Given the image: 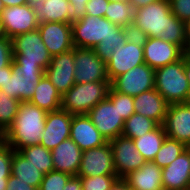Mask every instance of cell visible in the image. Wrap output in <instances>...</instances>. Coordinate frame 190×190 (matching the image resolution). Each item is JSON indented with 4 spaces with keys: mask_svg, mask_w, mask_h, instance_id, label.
Segmentation results:
<instances>
[{
    "mask_svg": "<svg viewBox=\"0 0 190 190\" xmlns=\"http://www.w3.org/2000/svg\"><path fill=\"white\" fill-rule=\"evenodd\" d=\"M5 8L2 0H0V16H1V13H2V10Z\"/></svg>",
    "mask_w": 190,
    "mask_h": 190,
    "instance_id": "11a10c76",
    "label": "cell"
},
{
    "mask_svg": "<svg viewBox=\"0 0 190 190\" xmlns=\"http://www.w3.org/2000/svg\"><path fill=\"white\" fill-rule=\"evenodd\" d=\"M44 73L41 66H13L12 75H8L5 86L0 89L11 98L29 102Z\"/></svg>",
    "mask_w": 190,
    "mask_h": 190,
    "instance_id": "ba28073f",
    "label": "cell"
},
{
    "mask_svg": "<svg viewBox=\"0 0 190 190\" xmlns=\"http://www.w3.org/2000/svg\"><path fill=\"white\" fill-rule=\"evenodd\" d=\"M124 179L130 190H163L162 169L153 161L145 162Z\"/></svg>",
    "mask_w": 190,
    "mask_h": 190,
    "instance_id": "cb8c5ba5",
    "label": "cell"
},
{
    "mask_svg": "<svg viewBox=\"0 0 190 190\" xmlns=\"http://www.w3.org/2000/svg\"><path fill=\"white\" fill-rule=\"evenodd\" d=\"M134 14L135 9L129 1L109 2L105 11V18L113 24L131 29Z\"/></svg>",
    "mask_w": 190,
    "mask_h": 190,
    "instance_id": "f1b7e54d",
    "label": "cell"
},
{
    "mask_svg": "<svg viewBox=\"0 0 190 190\" xmlns=\"http://www.w3.org/2000/svg\"><path fill=\"white\" fill-rule=\"evenodd\" d=\"M155 89L169 103H187L190 84L185 71V60L155 70Z\"/></svg>",
    "mask_w": 190,
    "mask_h": 190,
    "instance_id": "277c9868",
    "label": "cell"
},
{
    "mask_svg": "<svg viewBox=\"0 0 190 190\" xmlns=\"http://www.w3.org/2000/svg\"><path fill=\"white\" fill-rule=\"evenodd\" d=\"M182 57L184 58L185 62L190 64V42H187L184 46Z\"/></svg>",
    "mask_w": 190,
    "mask_h": 190,
    "instance_id": "c3c4849f",
    "label": "cell"
},
{
    "mask_svg": "<svg viewBox=\"0 0 190 190\" xmlns=\"http://www.w3.org/2000/svg\"><path fill=\"white\" fill-rule=\"evenodd\" d=\"M18 152L44 174L54 170L51 151L44 146H28L20 149Z\"/></svg>",
    "mask_w": 190,
    "mask_h": 190,
    "instance_id": "f546056e",
    "label": "cell"
},
{
    "mask_svg": "<svg viewBox=\"0 0 190 190\" xmlns=\"http://www.w3.org/2000/svg\"><path fill=\"white\" fill-rule=\"evenodd\" d=\"M5 37L6 36H5L3 26H2V23H1V19H0V39L5 38Z\"/></svg>",
    "mask_w": 190,
    "mask_h": 190,
    "instance_id": "db71d44e",
    "label": "cell"
},
{
    "mask_svg": "<svg viewBox=\"0 0 190 190\" xmlns=\"http://www.w3.org/2000/svg\"><path fill=\"white\" fill-rule=\"evenodd\" d=\"M63 190H83L80 176H71Z\"/></svg>",
    "mask_w": 190,
    "mask_h": 190,
    "instance_id": "7bdbcfd3",
    "label": "cell"
},
{
    "mask_svg": "<svg viewBox=\"0 0 190 190\" xmlns=\"http://www.w3.org/2000/svg\"><path fill=\"white\" fill-rule=\"evenodd\" d=\"M11 41L13 66H41L45 70L50 65L52 55L43 43L38 29L16 35Z\"/></svg>",
    "mask_w": 190,
    "mask_h": 190,
    "instance_id": "8992f818",
    "label": "cell"
},
{
    "mask_svg": "<svg viewBox=\"0 0 190 190\" xmlns=\"http://www.w3.org/2000/svg\"><path fill=\"white\" fill-rule=\"evenodd\" d=\"M109 0H89L86 4V15L105 17Z\"/></svg>",
    "mask_w": 190,
    "mask_h": 190,
    "instance_id": "60d3db41",
    "label": "cell"
},
{
    "mask_svg": "<svg viewBox=\"0 0 190 190\" xmlns=\"http://www.w3.org/2000/svg\"><path fill=\"white\" fill-rule=\"evenodd\" d=\"M51 154L54 170L71 176L78 175L83 151L72 139L69 138L61 142L51 150Z\"/></svg>",
    "mask_w": 190,
    "mask_h": 190,
    "instance_id": "7402d4cb",
    "label": "cell"
},
{
    "mask_svg": "<svg viewBox=\"0 0 190 190\" xmlns=\"http://www.w3.org/2000/svg\"><path fill=\"white\" fill-rule=\"evenodd\" d=\"M13 149L6 145L0 151V190H6L8 178L11 175V160Z\"/></svg>",
    "mask_w": 190,
    "mask_h": 190,
    "instance_id": "8d00e7d4",
    "label": "cell"
},
{
    "mask_svg": "<svg viewBox=\"0 0 190 190\" xmlns=\"http://www.w3.org/2000/svg\"><path fill=\"white\" fill-rule=\"evenodd\" d=\"M143 52L144 63L154 70L177 62L183 56L179 46L158 37L143 38Z\"/></svg>",
    "mask_w": 190,
    "mask_h": 190,
    "instance_id": "9a60e30c",
    "label": "cell"
},
{
    "mask_svg": "<svg viewBox=\"0 0 190 190\" xmlns=\"http://www.w3.org/2000/svg\"><path fill=\"white\" fill-rule=\"evenodd\" d=\"M128 1L136 10L137 8L145 7L146 5L157 2L159 0H128Z\"/></svg>",
    "mask_w": 190,
    "mask_h": 190,
    "instance_id": "f6af8a7d",
    "label": "cell"
},
{
    "mask_svg": "<svg viewBox=\"0 0 190 190\" xmlns=\"http://www.w3.org/2000/svg\"><path fill=\"white\" fill-rule=\"evenodd\" d=\"M163 190H186L190 188V147L175 161L162 168Z\"/></svg>",
    "mask_w": 190,
    "mask_h": 190,
    "instance_id": "ffe728a7",
    "label": "cell"
},
{
    "mask_svg": "<svg viewBox=\"0 0 190 190\" xmlns=\"http://www.w3.org/2000/svg\"><path fill=\"white\" fill-rule=\"evenodd\" d=\"M20 101L0 89V130L7 131L17 115Z\"/></svg>",
    "mask_w": 190,
    "mask_h": 190,
    "instance_id": "d6a6232c",
    "label": "cell"
},
{
    "mask_svg": "<svg viewBox=\"0 0 190 190\" xmlns=\"http://www.w3.org/2000/svg\"><path fill=\"white\" fill-rule=\"evenodd\" d=\"M158 125L159 124L154 120L141 114L134 113L124 122L122 135L133 140L154 130Z\"/></svg>",
    "mask_w": 190,
    "mask_h": 190,
    "instance_id": "4dcf8cb0",
    "label": "cell"
},
{
    "mask_svg": "<svg viewBox=\"0 0 190 190\" xmlns=\"http://www.w3.org/2000/svg\"><path fill=\"white\" fill-rule=\"evenodd\" d=\"M74 48L52 56L50 65L45 69V75L61 95L75 84Z\"/></svg>",
    "mask_w": 190,
    "mask_h": 190,
    "instance_id": "e0dca14e",
    "label": "cell"
},
{
    "mask_svg": "<svg viewBox=\"0 0 190 190\" xmlns=\"http://www.w3.org/2000/svg\"><path fill=\"white\" fill-rule=\"evenodd\" d=\"M34 11L39 22L69 23L71 7L69 0H43Z\"/></svg>",
    "mask_w": 190,
    "mask_h": 190,
    "instance_id": "484cf974",
    "label": "cell"
},
{
    "mask_svg": "<svg viewBox=\"0 0 190 190\" xmlns=\"http://www.w3.org/2000/svg\"><path fill=\"white\" fill-rule=\"evenodd\" d=\"M109 190H127V182L123 178H118Z\"/></svg>",
    "mask_w": 190,
    "mask_h": 190,
    "instance_id": "bcb514c9",
    "label": "cell"
},
{
    "mask_svg": "<svg viewBox=\"0 0 190 190\" xmlns=\"http://www.w3.org/2000/svg\"><path fill=\"white\" fill-rule=\"evenodd\" d=\"M132 35L146 38L158 37L174 43L182 50L187 43L186 23L170 10L169 0H159L135 10Z\"/></svg>",
    "mask_w": 190,
    "mask_h": 190,
    "instance_id": "6da1fadb",
    "label": "cell"
},
{
    "mask_svg": "<svg viewBox=\"0 0 190 190\" xmlns=\"http://www.w3.org/2000/svg\"><path fill=\"white\" fill-rule=\"evenodd\" d=\"M11 174L37 190L40 187L44 173L27 161L18 151L13 150Z\"/></svg>",
    "mask_w": 190,
    "mask_h": 190,
    "instance_id": "83f0119b",
    "label": "cell"
},
{
    "mask_svg": "<svg viewBox=\"0 0 190 190\" xmlns=\"http://www.w3.org/2000/svg\"><path fill=\"white\" fill-rule=\"evenodd\" d=\"M37 29L52 56L74 48L71 23L39 22Z\"/></svg>",
    "mask_w": 190,
    "mask_h": 190,
    "instance_id": "2e32d148",
    "label": "cell"
},
{
    "mask_svg": "<svg viewBox=\"0 0 190 190\" xmlns=\"http://www.w3.org/2000/svg\"><path fill=\"white\" fill-rule=\"evenodd\" d=\"M87 116L106 141L122 135L125 121L120 117L117 104H113L108 98L99 102Z\"/></svg>",
    "mask_w": 190,
    "mask_h": 190,
    "instance_id": "30bf717a",
    "label": "cell"
},
{
    "mask_svg": "<svg viewBox=\"0 0 190 190\" xmlns=\"http://www.w3.org/2000/svg\"><path fill=\"white\" fill-rule=\"evenodd\" d=\"M154 77L155 70L143 63L117 76L111 82V87L121 94L135 97L155 88Z\"/></svg>",
    "mask_w": 190,
    "mask_h": 190,
    "instance_id": "8fae6325",
    "label": "cell"
},
{
    "mask_svg": "<svg viewBox=\"0 0 190 190\" xmlns=\"http://www.w3.org/2000/svg\"><path fill=\"white\" fill-rule=\"evenodd\" d=\"M187 148L188 147L184 143L166 137L153 162L156 163L161 169L165 168L175 161L176 158Z\"/></svg>",
    "mask_w": 190,
    "mask_h": 190,
    "instance_id": "1f68e13d",
    "label": "cell"
},
{
    "mask_svg": "<svg viewBox=\"0 0 190 190\" xmlns=\"http://www.w3.org/2000/svg\"><path fill=\"white\" fill-rule=\"evenodd\" d=\"M143 38L131 35L128 40L114 49L106 62L107 75L112 82L117 76L144 63Z\"/></svg>",
    "mask_w": 190,
    "mask_h": 190,
    "instance_id": "52a82bcc",
    "label": "cell"
},
{
    "mask_svg": "<svg viewBox=\"0 0 190 190\" xmlns=\"http://www.w3.org/2000/svg\"><path fill=\"white\" fill-rule=\"evenodd\" d=\"M113 104H117L120 117L126 121L134 113V97L121 94L110 87L107 97Z\"/></svg>",
    "mask_w": 190,
    "mask_h": 190,
    "instance_id": "836d02e7",
    "label": "cell"
},
{
    "mask_svg": "<svg viewBox=\"0 0 190 190\" xmlns=\"http://www.w3.org/2000/svg\"><path fill=\"white\" fill-rule=\"evenodd\" d=\"M47 113L30 102H20L17 115L6 131L7 145L14 151L40 145Z\"/></svg>",
    "mask_w": 190,
    "mask_h": 190,
    "instance_id": "3957f363",
    "label": "cell"
},
{
    "mask_svg": "<svg viewBox=\"0 0 190 190\" xmlns=\"http://www.w3.org/2000/svg\"><path fill=\"white\" fill-rule=\"evenodd\" d=\"M110 2H120V1H128V0H109Z\"/></svg>",
    "mask_w": 190,
    "mask_h": 190,
    "instance_id": "9f6ffc18",
    "label": "cell"
},
{
    "mask_svg": "<svg viewBox=\"0 0 190 190\" xmlns=\"http://www.w3.org/2000/svg\"><path fill=\"white\" fill-rule=\"evenodd\" d=\"M163 127L168 138L190 147V104H169Z\"/></svg>",
    "mask_w": 190,
    "mask_h": 190,
    "instance_id": "ac0fdd59",
    "label": "cell"
},
{
    "mask_svg": "<svg viewBox=\"0 0 190 190\" xmlns=\"http://www.w3.org/2000/svg\"><path fill=\"white\" fill-rule=\"evenodd\" d=\"M13 62L12 41L10 38L0 39V68L7 67Z\"/></svg>",
    "mask_w": 190,
    "mask_h": 190,
    "instance_id": "f35d334b",
    "label": "cell"
},
{
    "mask_svg": "<svg viewBox=\"0 0 190 190\" xmlns=\"http://www.w3.org/2000/svg\"><path fill=\"white\" fill-rule=\"evenodd\" d=\"M169 103L154 88L134 97L135 113L148 117L163 125Z\"/></svg>",
    "mask_w": 190,
    "mask_h": 190,
    "instance_id": "603a6c76",
    "label": "cell"
},
{
    "mask_svg": "<svg viewBox=\"0 0 190 190\" xmlns=\"http://www.w3.org/2000/svg\"><path fill=\"white\" fill-rule=\"evenodd\" d=\"M72 119L73 114L64 109L48 112L40 145L51 151L61 142L69 139Z\"/></svg>",
    "mask_w": 190,
    "mask_h": 190,
    "instance_id": "d6986e66",
    "label": "cell"
},
{
    "mask_svg": "<svg viewBox=\"0 0 190 190\" xmlns=\"http://www.w3.org/2000/svg\"><path fill=\"white\" fill-rule=\"evenodd\" d=\"M71 25L74 47L94 49L105 62L111 58L114 49L132 35L130 29L113 24L105 17L85 15Z\"/></svg>",
    "mask_w": 190,
    "mask_h": 190,
    "instance_id": "7a4b0ae2",
    "label": "cell"
},
{
    "mask_svg": "<svg viewBox=\"0 0 190 190\" xmlns=\"http://www.w3.org/2000/svg\"><path fill=\"white\" fill-rule=\"evenodd\" d=\"M6 190H37L35 187L28 185L27 183L20 181L14 175H10L8 178Z\"/></svg>",
    "mask_w": 190,
    "mask_h": 190,
    "instance_id": "b9f144b4",
    "label": "cell"
},
{
    "mask_svg": "<svg viewBox=\"0 0 190 190\" xmlns=\"http://www.w3.org/2000/svg\"><path fill=\"white\" fill-rule=\"evenodd\" d=\"M166 137L167 135L163 125H158L154 130L139 138L133 139V143L146 162H151L161 149Z\"/></svg>",
    "mask_w": 190,
    "mask_h": 190,
    "instance_id": "4316f807",
    "label": "cell"
},
{
    "mask_svg": "<svg viewBox=\"0 0 190 190\" xmlns=\"http://www.w3.org/2000/svg\"><path fill=\"white\" fill-rule=\"evenodd\" d=\"M171 12L186 24L190 21V0H169Z\"/></svg>",
    "mask_w": 190,
    "mask_h": 190,
    "instance_id": "74e56055",
    "label": "cell"
},
{
    "mask_svg": "<svg viewBox=\"0 0 190 190\" xmlns=\"http://www.w3.org/2000/svg\"><path fill=\"white\" fill-rule=\"evenodd\" d=\"M12 71H13V62L7 67L0 68V88L2 86H5V83L7 82L8 79V75H12Z\"/></svg>",
    "mask_w": 190,
    "mask_h": 190,
    "instance_id": "ee69618b",
    "label": "cell"
},
{
    "mask_svg": "<svg viewBox=\"0 0 190 190\" xmlns=\"http://www.w3.org/2000/svg\"><path fill=\"white\" fill-rule=\"evenodd\" d=\"M187 29V42H190V21L186 24Z\"/></svg>",
    "mask_w": 190,
    "mask_h": 190,
    "instance_id": "f5cc1de1",
    "label": "cell"
},
{
    "mask_svg": "<svg viewBox=\"0 0 190 190\" xmlns=\"http://www.w3.org/2000/svg\"><path fill=\"white\" fill-rule=\"evenodd\" d=\"M7 145L6 131L0 130V151Z\"/></svg>",
    "mask_w": 190,
    "mask_h": 190,
    "instance_id": "681fc988",
    "label": "cell"
},
{
    "mask_svg": "<svg viewBox=\"0 0 190 190\" xmlns=\"http://www.w3.org/2000/svg\"><path fill=\"white\" fill-rule=\"evenodd\" d=\"M185 71H186V75H187V78H188V81H189V84H190V64H188L186 62H185ZM187 103L190 104V93H189V97H188Z\"/></svg>",
    "mask_w": 190,
    "mask_h": 190,
    "instance_id": "f907efd6",
    "label": "cell"
},
{
    "mask_svg": "<svg viewBox=\"0 0 190 190\" xmlns=\"http://www.w3.org/2000/svg\"><path fill=\"white\" fill-rule=\"evenodd\" d=\"M75 83L110 81L106 62L94 49L74 47Z\"/></svg>",
    "mask_w": 190,
    "mask_h": 190,
    "instance_id": "9c48e42d",
    "label": "cell"
},
{
    "mask_svg": "<svg viewBox=\"0 0 190 190\" xmlns=\"http://www.w3.org/2000/svg\"><path fill=\"white\" fill-rule=\"evenodd\" d=\"M89 0H69L71 14L69 23H74L81 20L86 15V4Z\"/></svg>",
    "mask_w": 190,
    "mask_h": 190,
    "instance_id": "ab89813d",
    "label": "cell"
},
{
    "mask_svg": "<svg viewBox=\"0 0 190 190\" xmlns=\"http://www.w3.org/2000/svg\"><path fill=\"white\" fill-rule=\"evenodd\" d=\"M25 1H26V4L35 6L37 4H40L43 0H25Z\"/></svg>",
    "mask_w": 190,
    "mask_h": 190,
    "instance_id": "816d5d0a",
    "label": "cell"
},
{
    "mask_svg": "<svg viewBox=\"0 0 190 190\" xmlns=\"http://www.w3.org/2000/svg\"><path fill=\"white\" fill-rule=\"evenodd\" d=\"M70 139L82 151L102 146L107 142L87 114L73 115Z\"/></svg>",
    "mask_w": 190,
    "mask_h": 190,
    "instance_id": "44dd1931",
    "label": "cell"
},
{
    "mask_svg": "<svg viewBox=\"0 0 190 190\" xmlns=\"http://www.w3.org/2000/svg\"><path fill=\"white\" fill-rule=\"evenodd\" d=\"M110 81L75 83L62 95L61 109L73 115L87 114L108 97Z\"/></svg>",
    "mask_w": 190,
    "mask_h": 190,
    "instance_id": "5b68a950",
    "label": "cell"
},
{
    "mask_svg": "<svg viewBox=\"0 0 190 190\" xmlns=\"http://www.w3.org/2000/svg\"><path fill=\"white\" fill-rule=\"evenodd\" d=\"M112 149L114 167L118 178H125L139 169L146 160L135 148L131 138L120 135L109 141Z\"/></svg>",
    "mask_w": 190,
    "mask_h": 190,
    "instance_id": "4fadbf2b",
    "label": "cell"
},
{
    "mask_svg": "<svg viewBox=\"0 0 190 190\" xmlns=\"http://www.w3.org/2000/svg\"><path fill=\"white\" fill-rule=\"evenodd\" d=\"M83 190H109L117 175L80 176Z\"/></svg>",
    "mask_w": 190,
    "mask_h": 190,
    "instance_id": "e575fe53",
    "label": "cell"
},
{
    "mask_svg": "<svg viewBox=\"0 0 190 190\" xmlns=\"http://www.w3.org/2000/svg\"><path fill=\"white\" fill-rule=\"evenodd\" d=\"M5 8L6 7H11V6H18V5H25L26 1L25 0H2Z\"/></svg>",
    "mask_w": 190,
    "mask_h": 190,
    "instance_id": "7dc6e473",
    "label": "cell"
},
{
    "mask_svg": "<svg viewBox=\"0 0 190 190\" xmlns=\"http://www.w3.org/2000/svg\"><path fill=\"white\" fill-rule=\"evenodd\" d=\"M70 178V174L52 170L44 174L38 190H63Z\"/></svg>",
    "mask_w": 190,
    "mask_h": 190,
    "instance_id": "d590c367",
    "label": "cell"
},
{
    "mask_svg": "<svg viewBox=\"0 0 190 190\" xmlns=\"http://www.w3.org/2000/svg\"><path fill=\"white\" fill-rule=\"evenodd\" d=\"M117 175L109 141L104 145L84 150L77 176Z\"/></svg>",
    "mask_w": 190,
    "mask_h": 190,
    "instance_id": "5bb4252c",
    "label": "cell"
},
{
    "mask_svg": "<svg viewBox=\"0 0 190 190\" xmlns=\"http://www.w3.org/2000/svg\"><path fill=\"white\" fill-rule=\"evenodd\" d=\"M61 100L62 95L44 74L36 85L33 97L29 102L47 112H51L61 109Z\"/></svg>",
    "mask_w": 190,
    "mask_h": 190,
    "instance_id": "d4e9b609",
    "label": "cell"
},
{
    "mask_svg": "<svg viewBox=\"0 0 190 190\" xmlns=\"http://www.w3.org/2000/svg\"><path fill=\"white\" fill-rule=\"evenodd\" d=\"M0 19L5 36L10 39L16 35L37 30L39 26L34 6L28 4L4 8Z\"/></svg>",
    "mask_w": 190,
    "mask_h": 190,
    "instance_id": "7c38bea8",
    "label": "cell"
}]
</instances>
